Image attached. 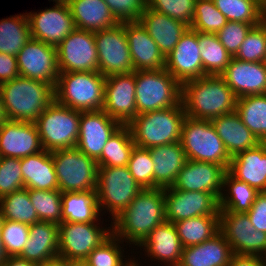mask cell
<instances>
[{
    "instance_id": "obj_1",
    "label": "cell",
    "mask_w": 266,
    "mask_h": 266,
    "mask_svg": "<svg viewBox=\"0 0 266 266\" xmlns=\"http://www.w3.org/2000/svg\"><path fill=\"white\" fill-rule=\"evenodd\" d=\"M165 221L164 188H145L111 222V227L117 238L139 246L156 226Z\"/></svg>"
},
{
    "instance_id": "obj_2",
    "label": "cell",
    "mask_w": 266,
    "mask_h": 266,
    "mask_svg": "<svg viewBox=\"0 0 266 266\" xmlns=\"http://www.w3.org/2000/svg\"><path fill=\"white\" fill-rule=\"evenodd\" d=\"M186 117L212 120L236 111L237 97L221 76L206 75L182 84Z\"/></svg>"
},
{
    "instance_id": "obj_3",
    "label": "cell",
    "mask_w": 266,
    "mask_h": 266,
    "mask_svg": "<svg viewBox=\"0 0 266 266\" xmlns=\"http://www.w3.org/2000/svg\"><path fill=\"white\" fill-rule=\"evenodd\" d=\"M6 119L35 123L55 100L54 87L48 83L18 76L0 84Z\"/></svg>"
},
{
    "instance_id": "obj_4",
    "label": "cell",
    "mask_w": 266,
    "mask_h": 266,
    "mask_svg": "<svg viewBox=\"0 0 266 266\" xmlns=\"http://www.w3.org/2000/svg\"><path fill=\"white\" fill-rule=\"evenodd\" d=\"M185 118L181 102L175 107L138 114L128 126L135 146L150 149L180 141Z\"/></svg>"
},
{
    "instance_id": "obj_5",
    "label": "cell",
    "mask_w": 266,
    "mask_h": 266,
    "mask_svg": "<svg viewBox=\"0 0 266 266\" xmlns=\"http://www.w3.org/2000/svg\"><path fill=\"white\" fill-rule=\"evenodd\" d=\"M106 77L99 71L60 72L54 88L55 101L71 109H103Z\"/></svg>"
},
{
    "instance_id": "obj_6",
    "label": "cell",
    "mask_w": 266,
    "mask_h": 266,
    "mask_svg": "<svg viewBox=\"0 0 266 266\" xmlns=\"http://www.w3.org/2000/svg\"><path fill=\"white\" fill-rule=\"evenodd\" d=\"M137 115L181 103L182 85L166 70L135 71Z\"/></svg>"
},
{
    "instance_id": "obj_7",
    "label": "cell",
    "mask_w": 266,
    "mask_h": 266,
    "mask_svg": "<svg viewBox=\"0 0 266 266\" xmlns=\"http://www.w3.org/2000/svg\"><path fill=\"white\" fill-rule=\"evenodd\" d=\"M180 143L188 160L215 163L228 170L231 157L211 120L186 117Z\"/></svg>"
},
{
    "instance_id": "obj_8",
    "label": "cell",
    "mask_w": 266,
    "mask_h": 266,
    "mask_svg": "<svg viewBox=\"0 0 266 266\" xmlns=\"http://www.w3.org/2000/svg\"><path fill=\"white\" fill-rule=\"evenodd\" d=\"M81 111L61 105L55 100L46 107L35 122L43 150L76 147L79 138Z\"/></svg>"
},
{
    "instance_id": "obj_9",
    "label": "cell",
    "mask_w": 266,
    "mask_h": 266,
    "mask_svg": "<svg viewBox=\"0 0 266 266\" xmlns=\"http://www.w3.org/2000/svg\"><path fill=\"white\" fill-rule=\"evenodd\" d=\"M51 155L60 192L96 191L97 161L77 147L55 150Z\"/></svg>"
},
{
    "instance_id": "obj_10",
    "label": "cell",
    "mask_w": 266,
    "mask_h": 266,
    "mask_svg": "<svg viewBox=\"0 0 266 266\" xmlns=\"http://www.w3.org/2000/svg\"><path fill=\"white\" fill-rule=\"evenodd\" d=\"M143 188L131 175L128 166L98 167L96 196L101 211L108 210L114 220L130 205ZM107 208V209H106Z\"/></svg>"
},
{
    "instance_id": "obj_11",
    "label": "cell",
    "mask_w": 266,
    "mask_h": 266,
    "mask_svg": "<svg viewBox=\"0 0 266 266\" xmlns=\"http://www.w3.org/2000/svg\"><path fill=\"white\" fill-rule=\"evenodd\" d=\"M94 222H62L59 228L58 256L76 262L84 261L112 234V228L102 229ZM110 230V231H109Z\"/></svg>"
},
{
    "instance_id": "obj_12",
    "label": "cell",
    "mask_w": 266,
    "mask_h": 266,
    "mask_svg": "<svg viewBox=\"0 0 266 266\" xmlns=\"http://www.w3.org/2000/svg\"><path fill=\"white\" fill-rule=\"evenodd\" d=\"M99 72L107 77L113 74L134 72L130 56L125 22L109 29L94 32Z\"/></svg>"
},
{
    "instance_id": "obj_13",
    "label": "cell",
    "mask_w": 266,
    "mask_h": 266,
    "mask_svg": "<svg viewBox=\"0 0 266 266\" xmlns=\"http://www.w3.org/2000/svg\"><path fill=\"white\" fill-rule=\"evenodd\" d=\"M219 232L233 253L266 256V233L258 231L246 213L219 210Z\"/></svg>"
},
{
    "instance_id": "obj_14",
    "label": "cell",
    "mask_w": 266,
    "mask_h": 266,
    "mask_svg": "<svg viewBox=\"0 0 266 266\" xmlns=\"http://www.w3.org/2000/svg\"><path fill=\"white\" fill-rule=\"evenodd\" d=\"M56 48L59 72L99 71L94 32L75 28Z\"/></svg>"
},
{
    "instance_id": "obj_15",
    "label": "cell",
    "mask_w": 266,
    "mask_h": 266,
    "mask_svg": "<svg viewBox=\"0 0 266 266\" xmlns=\"http://www.w3.org/2000/svg\"><path fill=\"white\" fill-rule=\"evenodd\" d=\"M165 219L175 223L205 215H219V199L212 193L202 191L164 188Z\"/></svg>"
},
{
    "instance_id": "obj_16",
    "label": "cell",
    "mask_w": 266,
    "mask_h": 266,
    "mask_svg": "<svg viewBox=\"0 0 266 266\" xmlns=\"http://www.w3.org/2000/svg\"><path fill=\"white\" fill-rule=\"evenodd\" d=\"M16 59L20 76L48 83L55 88L60 73L56 47L31 38Z\"/></svg>"
},
{
    "instance_id": "obj_17",
    "label": "cell",
    "mask_w": 266,
    "mask_h": 266,
    "mask_svg": "<svg viewBox=\"0 0 266 266\" xmlns=\"http://www.w3.org/2000/svg\"><path fill=\"white\" fill-rule=\"evenodd\" d=\"M135 90V71L107 76L102 110L122 125H128L137 115Z\"/></svg>"
},
{
    "instance_id": "obj_18",
    "label": "cell",
    "mask_w": 266,
    "mask_h": 266,
    "mask_svg": "<svg viewBox=\"0 0 266 266\" xmlns=\"http://www.w3.org/2000/svg\"><path fill=\"white\" fill-rule=\"evenodd\" d=\"M39 13H28L31 38L57 47L76 27L69 5L54 4Z\"/></svg>"
},
{
    "instance_id": "obj_19",
    "label": "cell",
    "mask_w": 266,
    "mask_h": 266,
    "mask_svg": "<svg viewBox=\"0 0 266 266\" xmlns=\"http://www.w3.org/2000/svg\"><path fill=\"white\" fill-rule=\"evenodd\" d=\"M165 69L182 85L187 81L205 76L198 31L188 28L165 58Z\"/></svg>"
},
{
    "instance_id": "obj_20",
    "label": "cell",
    "mask_w": 266,
    "mask_h": 266,
    "mask_svg": "<svg viewBox=\"0 0 266 266\" xmlns=\"http://www.w3.org/2000/svg\"><path fill=\"white\" fill-rule=\"evenodd\" d=\"M121 125L119 121L111 118L102 109L81 112L76 147L97 161L105 144Z\"/></svg>"
},
{
    "instance_id": "obj_21",
    "label": "cell",
    "mask_w": 266,
    "mask_h": 266,
    "mask_svg": "<svg viewBox=\"0 0 266 266\" xmlns=\"http://www.w3.org/2000/svg\"><path fill=\"white\" fill-rule=\"evenodd\" d=\"M43 151L35 123L6 119L0 127V157L24 158Z\"/></svg>"
},
{
    "instance_id": "obj_22",
    "label": "cell",
    "mask_w": 266,
    "mask_h": 266,
    "mask_svg": "<svg viewBox=\"0 0 266 266\" xmlns=\"http://www.w3.org/2000/svg\"><path fill=\"white\" fill-rule=\"evenodd\" d=\"M227 170L215 163L187 160L179 171L172 188L185 191H202L218 199L223 192V177Z\"/></svg>"
},
{
    "instance_id": "obj_23",
    "label": "cell",
    "mask_w": 266,
    "mask_h": 266,
    "mask_svg": "<svg viewBox=\"0 0 266 266\" xmlns=\"http://www.w3.org/2000/svg\"><path fill=\"white\" fill-rule=\"evenodd\" d=\"M220 76L237 98L266 94V62H246L232 57Z\"/></svg>"
},
{
    "instance_id": "obj_24",
    "label": "cell",
    "mask_w": 266,
    "mask_h": 266,
    "mask_svg": "<svg viewBox=\"0 0 266 266\" xmlns=\"http://www.w3.org/2000/svg\"><path fill=\"white\" fill-rule=\"evenodd\" d=\"M134 71L165 69V57L140 21L125 22Z\"/></svg>"
},
{
    "instance_id": "obj_25",
    "label": "cell",
    "mask_w": 266,
    "mask_h": 266,
    "mask_svg": "<svg viewBox=\"0 0 266 266\" xmlns=\"http://www.w3.org/2000/svg\"><path fill=\"white\" fill-rule=\"evenodd\" d=\"M227 171L258 192H266V142L232 157Z\"/></svg>"
},
{
    "instance_id": "obj_26",
    "label": "cell",
    "mask_w": 266,
    "mask_h": 266,
    "mask_svg": "<svg viewBox=\"0 0 266 266\" xmlns=\"http://www.w3.org/2000/svg\"><path fill=\"white\" fill-rule=\"evenodd\" d=\"M59 228L51 222L38 221L29 225V238L20 258L41 265L58 256Z\"/></svg>"
},
{
    "instance_id": "obj_27",
    "label": "cell",
    "mask_w": 266,
    "mask_h": 266,
    "mask_svg": "<svg viewBox=\"0 0 266 266\" xmlns=\"http://www.w3.org/2000/svg\"><path fill=\"white\" fill-rule=\"evenodd\" d=\"M140 23L166 56L175 48L179 39L189 28L186 24L159 13L148 6L142 12Z\"/></svg>"
},
{
    "instance_id": "obj_28",
    "label": "cell",
    "mask_w": 266,
    "mask_h": 266,
    "mask_svg": "<svg viewBox=\"0 0 266 266\" xmlns=\"http://www.w3.org/2000/svg\"><path fill=\"white\" fill-rule=\"evenodd\" d=\"M139 246L144 247L148 257L164 261L167 266H178L183 250L174 223L167 221L156 226Z\"/></svg>"
},
{
    "instance_id": "obj_29",
    "label": "cell",
    "mask_w": 266,
    "mask_h": 266,
    "mask_svg": "<svg viewBox=\"0 0 266 266\" xmlns=\"http://www.w3.org/2000/svg\"><path fill=\"white\" fill-rule=\"evenodd\" d=\"M154 163V188H168L175 183L179 171L187 162L180 141L149 149Z\"/></svg>"
},
{
    "instance_id": "obj_30",
    "label": "cell",
    "mask_w": 266,
    "mask_h": 266,
    "mask_svg": "<svg viewBox=\"0 0 266 266\" xmlns=\"http://www.w3.org/2000/svg\"><path fill=\"white\" fill-rule=\"evenodd\" d=\"M232 255L226 238L218 232L201 244L184 247L178 266H228Z\"/></svg>"
},
{
    "instance_id": "obj_31",
    "label": "cell",
    "mask_w": 266,
    "mask_h": 266,
    "mask_svg": "<svg viewBox=\"0 0 266 266\" xmlns=\"http://www.w3.org/2000/svg\"><path fill=\"white\" fill-rule=\"evenodd\" d=\"M211 122L231 158L261 143L244 125L236 111L217 116Z\"/></svg>"
},
{
    "instance_id": "obj_32",
    "label": "cell",
    "mask_w": 266,
    "mask_h": 266,
    "mask_svg": "<svg viewBox=\"0 0 266 266\" xmlns=\"http://www.w3.org/2000/svg\"><path fill=\"white\" fill-rule=\"evenodd\" d=\"M69 8L77 29L97 32L119 24L104 0H72Z\"/></svg>"
},
{
    "instance_id": "obj_33",
    "label": "cell",
    "mask_w": 266,
    "mask_h": 266,
    "mask_svg": "<svg viewBox=\"0 0 266 266\" xmlns=\"http://www.w3.org/2000/svg\"><path fill=\"white\" fill-rule=\"evenodd\" d=\"M24 188L36 190H58L51 152H41L20 158Z\"/></svg>"
},
{
    "instance_id": "obj_34",
    "label": "cell",
    "mask_w": 266,
    "mask_h": 266,
    "mask_svg": "<svg viewBox=\"0 0 266 266\" xmlns=\"http://www.w3.org/2000/svg\"><path fill=\"white\" fill-rule=\"evenodd\" d=\"M98 216L96 191L62 193V222H95Z\"/></svg>"
},
{
    "instance_id": "obj_35",
    "label": "cell",
    "mask_w": 266,
    "mask_h": 266,
    "mask_svg": "<svg viewBox=\"0 0 266 266\" xmlns=\"http://www.w3.org/2000/svg\"><path fill=\"white\" fill-rule=\"evenodd\" d=\"M223 189L229 187L228 194L221 193L219 197L220 210H228L235 213H247L256 196L259 193L255 188L251 187L248 183L234 178L228 171L225 172L223 177ZM230 195V196H229Z\"/></svg>"
},
{
    "instance_id": "obj_36",
    "label": "cell",
    "mask_w": 266,
    "mask_h": 266,
    "mask_svg": "<svg viewBox=\"0 0 266 266\" xmlns=\"http://www.w3.org/2000/svg\"><path fill=\"white\" fill-rule=\"evenodd\" d=\"M182 247L195 246L219 232V215H205L174 223Z\"/></svg>"
},
{
    "instance_id": "obj_37",
    "label": "cell",
    "mask_w": 266,
    "mask_h": 266,
    "mask_svg": "<svg viewBox=\"0 0 266 266\" xmlns=\"http://www.w3.org/2000/svg\"><path fill=\"white\" fill-rule=\"evenodd\" d=\"M236 112L260 142H266V94L237 98Z\"/></svg>"
},
{
    "instance_id": "obj_38",
    "label": "cell",
    "mask_w": 266,
    "mask_h": 266,
    "mask_svg": "<svg viewBox=\"0 0 266 266\" xmlns=\"http://www.w3.org/2000/svg\"><path fill=\"white\" fill-rule=\"evenodd\" d=\"M134 146L135 143L129 126L121 125L109 138L102 149V154L97 160L98 167L128 166Z\"/></svg>"
},
{
    "instance_id": "obj_39",
    "label": "cell",
    "mask_w": 266,
    "mask_h": 266,
    "mask_svg": "<svg viewBox=\"0 0 266 266\" xmlns=\"http://www.w3.org/2000/svg\"><path fill=\"white\" fill-rule=\"evenodd\" d=\"M27 12L0 21V53L15 56L31 39Z\"/></svg>"
},
{
    "instance_id": "obj_40",
    "label": "cell",
    "mask_w": 266,
    "mask_h": 266,
    "mask_svg": "<svg viewBox=\"0 0 266 266\" xmlns=\"http://www.w3.org/2000/svg\"><path fill=\"white\" fill-rule=\"evenodd\" d=\"M198 45L206 75L220 76L232 58L216 34L198 32Z\"/></svg>"
},
{
    "instance_id": "obj_41",
    "label": "cell",
    "mask_w": 266,
    "mask_h": 266,
    "mask_svg": "<svg viewBox=\"0 0 266 266\" xmlns=\"http://www.w3.org/2000/svg\"><path fill=\"white\" fill-rule=\"evenodd\" d=\"M0 210L5 220L32 225L39 221L36 209L28 195V189L22 188L0 198Z\"/></svg>"
},
{
    "instance_id": "obj_42",
    "label": "cell",
    "mask_w": 266,
    "mask_h": 266,
    "mask_svg": "<svg viewBox=\"0 0 266 266\" xmlns=\"http://www.w3.org/2000/svg\"><path fill=\"white\" fill-rule=\"evenodd\" d=\"M28 195L36 209L39 221L62 223V192L59 190L28 189Z\"/></svg>"
},
{
    "instance_id": "obj_43",
    "label": "cell",
    "mask_w": 266,
    "mask_h": 266,
    "mask_svg": "<svg viewBox=\"0 0 266 266\" xmlns=\"http://www.w3.org/2000/svg\"><path fill=\"white\" fill-rule=\"evenodd\" d=\"M227 22L213 0H196L191 29L201 33L216 34Z\"/></svg>"
},
{
    "instance_id": "obj_44",
    "label": "cell",
    "mask_w": 266,
    "mask_h": 266,
    "mask_svg": "<svg viewBox=\"0 0 266 266\" xmlns=\"http://www.w3.org/2000/svg\"><path fill=\"white\" fill-rule=\"evenodd\" d=\"M228 21L259 24L258 0H213Z\"/></svg>"
},
{
    "instance_id": "obj_45",
    "label": "cell",
    "mask_w": 266,
    "mask_h": 266,
    "mask_svg": "<svg viewBox=\"0 0 266 266\" xmlns=\"http://www.w3.org/2000/svg\"><path fill=\"white\" fill-rule=\"evenodd\" d=\"M234 58L246 62H266V26H253Z\"/></svg>"
},
{
    "instance_id": "obj_46",
    "label": "cell",
    "mask_w": 266,
    "mask_h": 266,
    "mask_svg": "<svg viewBox=\"0 0 266 266\" xmlns=\"http://www.w3.org/2000/svg\"><path fill=\"white\" fill-rule=\"evenodd\" d=\"M154 163L149 149L134 146L128 168L131 175L143 188H154Z\"/></svg>"
},
{
    "instance_id": "obj_47",
    "label": "cell",
    "mask_w": 266,
    "mask_h": 266,
    "mask_svg": "<svg viewBox=\"0 0 266 266\" xmlns=\"http://www.w3.org/2000/svg\"><path fill=\"white\" fill-rule=\"evenodd\" d=\"M120 242L124 241H120L119 238L112 234L99 247L95 248L84 262L89 266H125L129 261L123 262Z\"/></svg>"
},
{
    "instance_id": "obj_48",
    "label": "cell",
    "mask_w": 266,
    "mask_h": 266,
    "mask_svg": "<svg viewBox=\"0 0 266 266\" xmlns=\"http://www.w3.org/2000/svg\"><path fill=\"white\" fill-rule=\"evenodd\" d=\"M196 0H147V6L174 20L186 24L189 28L193 21Z\"/></svg>"
},
{
    "instance_id": "obj_49",
    "label": "cell",
    "mask_w": 266,
    "mask_h": 266,
    "mask_svg": "<svg viewBox=\"0 0 266 266\" xmlns=\"http://www.w3.org/2000/svg\"><path fill=\"white\" fill-rule=\"evenodd\" d=\"M22 188L20 158L0 157V198Z\"/></svg>"
},
{
    "instance_id": "obj_50",
    "label": "cell",
    "mask_w": 266,
    "mask_h": 266,
    "mask_svg": "<svg viewBox=\"0 0 266 266\" xmlns=\"http://www.w3.org/2000/svg\"><path fill=\"white\" fill-rule=\"evenodd\" d=\"M1 235L8 256H19L29 238V225L4 220Z\"/></svg>"
},
{
    "instance_id": "obj_51",
    "label": "cell",
    "mask_w": 266,
    "mask_h": 266,
    "mask_svg": "<svg viewBox=\"0 0 266 266\" xmlns=\"http://www.w3.org/2000/svg\"><path fill=\"white\" fill-rule=\"evenodd\" d=\"M253 26L244 22L228 21L216 36L230 56L234 57Z\"/></svg>"
},
{
    "instance_id": "obj_52",
    "label": "cell",
    "mask_w": 266,
    "mask_h": 266,
    "mask_svg": "<svg viewBox=\"0 0 266 266\" xmlns=\"http://www.w3.org/2000/svg\"><path fill=\"white\" fill-rule=\"evenodd\" d=\"M119 23L139 21L147 0H104Z\"/></svg>"
},
{
    "instance_id": "obj_53",
    "label": "cell",
    "mask_w": 266,
    "mask_h": 266,
    "mask_svg": "<svg viewBox=\"0 0 266 266\" xmlns=\"http://www.w3.org/2000/svg\"><path fill=\"white\" fill-rule=\"evenodd\" d=\"M258 231L266 233V192H259L255 202L246 213Z\"/></svg>"
},
{
    "instance_id": "obj_54",
    "label": "cell",
    "mask_w": 266,
    "mask_h": 266,
    "mask_svg": "<svg viewBox=\"0 0 266 266\" xmlns=\"http://www.w3.org/2000/svg\"><path fill=\"white\" fill-rule=\"evenodd\" d=\"M18 76L19 70L16 57L0 53V84L11 81Z\"/></svg>"
},
{
    "instance_id": "obj_55",
    "label": "cell",
    "mask_w": 266,
    "mask_h": 266,
    "mask_svg": "<svg viewBox=\"0 0 266 266\" xmlns=\"http://www.w3.org/2000/svg\"><path fill=\"white\" fill-rule=\"evenodd\" d=\"M228 266H265L264 257L233 253Z\"/></svg>"
},
{
    "instance_id": "obj_56",
    "label": "cell",
    "mask_w": 266,
    "mask_h": 266,
    "mask_svg": "<svg viewBox=\"0 0 266 266\" xmlns=\"http://www.w3.org/2000/svg\"><path fill=\"white\" fill-rule=\"evenodd\" d=\"M2 266H38L28 260L22 259L19 256H9Z\"/></svg>"
},
{
    "instance_id": "obj_57",
    "label": "cell",
    "mask_w": 266,
    "mask_h": 266,
    "mask_svg": "<svg viewBox=\"0 0 266 266\" xmlns=\"http://www.w3.org/2000/svg\"><path fill=\"white\" fill-rule=\"evenodd\" d=\"M4 220L5 219L2 215V211L0 210V266H2L4 262L9 258L8 254L6 253L4 243L2 241V235H1Z\"/></svg>"
},
{
    "instance_id": "obj_58",
    "label": "cell",
    "mask_w": 266,
    "mask_h": 266,
    "mask_svg": "<svg viewBox=\"0 0 266 266\" xmlns=\"http://www.w3.org/2000/svg\"><path fill=\"white\" fill-rule=\"evenodd\" d=\"M38 266H70V260L57 256Z\"/></svg>"
},
{
    "instance_id": "obj_59",
    "label": "cell",
    "mask_w": 266,
    "mask_h": 266,
    "mask_svg": "<svg viewBox=\"0 0 266 266\" xmlns=\"http://www.w3.org/2000/svg\"><path fill=\"white\" fill-rule=\"evenodd\" d=\"M259 24L266 26V0H258Z\"/></svg>"
},
{
    "instance_id": "obj_60",
    "label": "cell",
    "mask_w": 266,
    "mask_h": 266,
    "mask_svg": "<svg viewBox=\"0 0 266 266\" xmlns=\"http://www.w3.org/2000/svg\"><path fill=\"white\" fill-rule=\"evenodd\" d=\"M6 120V116H5V111L3 108V101H2V97L0 94V127L3 124V122Z\"/></svg>"
},
{
    "instance_id": "obj_61",
    "label": "cell",
    "mask_w": 266,
    "mask_h": 266,
    "mask_svg": "<svg viewBox=\"0 0 266 266\" xmlns=\"http://www.w3.org/2000/svg\"><path fill=\"white\" fill-rule=\"evenodd\" d=\"M70 266H89L87 263H85L84 261H70Z\"/></svg>"
},
{
    "instance_id": "obj_62",
    "label": "cell",
    "mask_w": 266,
    "mask_h": 266,
    "mask_svg": "<svg viewBox=\"0 0 266 266\" xmlns=\"http://www.w3.org/2000/svg\"><path fill=\"white\" fill-rule=\"evenodd\" d=\"M56 4L69 5L72 0H53Z\"/></svg>"
},
{
    "instance_id": "obj_63",
    "label": "cell",
    "mask_w": 266,
    "mask_h": 266,
    "mask_svg": "<svg viewBox=\"0 0 266 266\" xmlns=\"http://www.w3.org/2000/svg\"><path fill=\"white\" fill-rule=\"evenodd\" d=\"M137 261L131 260L129 261V263H127L125 266H139L138 263H136Z\"/></svg>"
},
{
    "instance_id": "obj_64",
    "label": "cell",
    "mask_w": 266,
    "mask_h": 266,
    "mask_svg": "<svg viewBox=\"0 0 266 266\" xmlns=\"http://www.w3.org/2000/svg\"><path fill=\"white\" fill-rule=\"evenodd\" d=\"M264 262H265V266H266V256H264Z\"/></svg>"
}]
</instances>
